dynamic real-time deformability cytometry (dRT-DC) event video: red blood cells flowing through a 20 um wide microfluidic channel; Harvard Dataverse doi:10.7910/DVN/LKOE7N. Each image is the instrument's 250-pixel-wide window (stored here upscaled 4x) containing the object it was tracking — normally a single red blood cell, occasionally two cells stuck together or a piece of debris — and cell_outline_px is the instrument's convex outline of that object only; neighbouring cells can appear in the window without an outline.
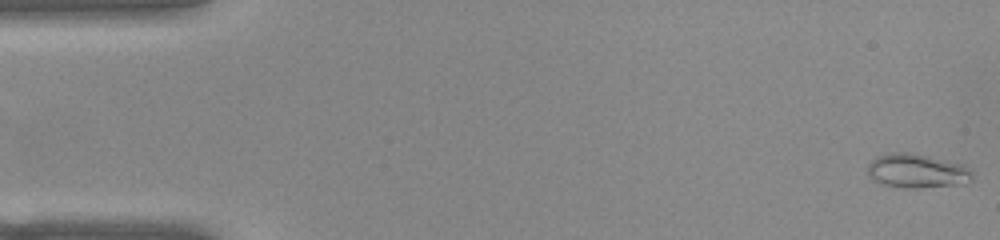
{"species": "common noctule bat (a hibernating species)", "species_latin": "Nyctalus noctula", "temperature_condition": "warm", "stored_images_in_passage": 52, "camera_frame_rate_fps": 3000, "um_per_image_px": 0.085, "animal": {"sex": "female", "body_mass_g": 22.0, "forearm_length_mm": 56.7}, "frame": {"image": 1, "passage_image": 1, "time_ms": 0.0, "image_size_px": [1000, 240], "cell_outline_px": [[972, 180], [956, 184], [920, 188], [904, 188], [880, 184], [872, 180], [868, 176], [868, 164], [876, 156], [892, 152], [912, 152], [964, 164], [972, 168]], "centroid_in_image_um": [77.92, 14.52], "position_along_channel_um": 7.1, "area_um2": 21.1}}
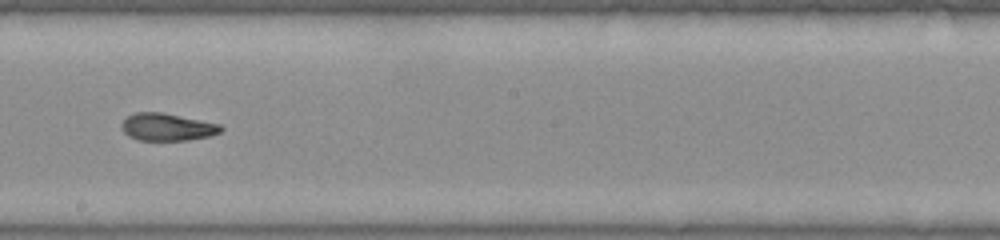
{"frame": {"image": 2, "passage_image": 29, "time_ms": 9.333, "image_size_px": [1000, 240], "cell_outline_px": [[224, 128], [220, 132], [212, 136], [188, 140], [136, 140], [128, 136], [120, 128], [120, 124], [128, 116], [136, 112], [160, 112], [220, 124]], "centroid_in_image_um": [14.19, 10.81], "position_along_channel_um": 234.0, "area_um2": 15.9}}
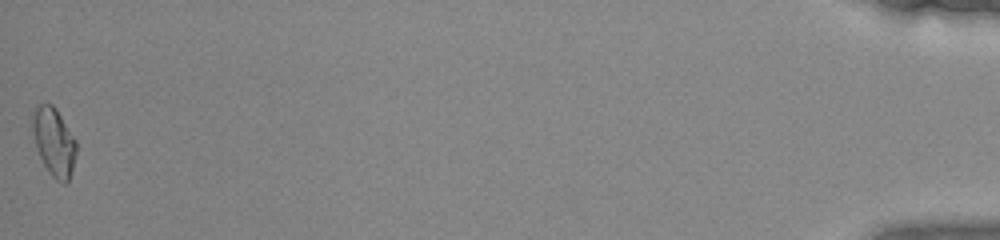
{"frame": {"image": 3, "passage_image": 52, "time_ms": 17.0, "image_size_px": [1000, 240], "cell_outline_px": [[76, 156], [68, 180], [64, 184], [60, 184], [48, 172], [36, 148], [28, 128], [28, 120], [36, 108], [40, 104], [52, 104], [56, 108], [76, 140]], "centroid_in_image_um": [4.52, 12.03], "position_along_channel_um": 430.7, "area_um2": 17.92}, "authors_computed_cell_mechanics": {"area_um2": 16.762, "velocity_mm_per_s": 3.9158, "shape_relaxation_time_tau1_ms": null, "shape_relaxation_time_tau2_ms": 1.9624, "deformation_change_tau1": null, "deformation_change_tau2": 0.0793}}